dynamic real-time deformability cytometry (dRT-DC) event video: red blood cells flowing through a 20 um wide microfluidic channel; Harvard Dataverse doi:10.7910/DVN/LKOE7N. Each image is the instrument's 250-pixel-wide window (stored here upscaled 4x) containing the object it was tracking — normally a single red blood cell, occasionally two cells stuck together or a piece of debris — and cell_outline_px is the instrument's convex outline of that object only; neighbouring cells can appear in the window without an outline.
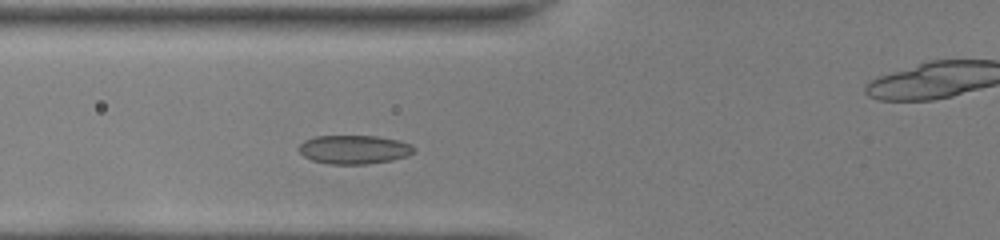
{"species": "common noctule bat (a hibernating species)", "species_latin": "Nyctalus noctula", "temperature_condition": "room temperature", "stored_images_in_passage": 36, "camera_frame_rate_fps": 3000, "um_per_image_px": 0.085, "animal": {"sex": "female", "body_mass_g": 22.0, "forearm_length_mm": 56.7}, "frame": {"image": 1, "passage_image": 5, "time_ms": 1.333, "image_size_px": [1000, 240], "cell_outline_px": [[416, 152], [408, 156], [392, 160], [368, 164], [328, 164], [312, 160], [304, 156], [296, 148], [304, 140], [316, 136], [376, 136], [396, 140], [412, 144], [416, 148]], "centroid_in_image_um": [30.11, 12.71], "position_along_channel_um": 95.7, "area_um2": 19.48}}
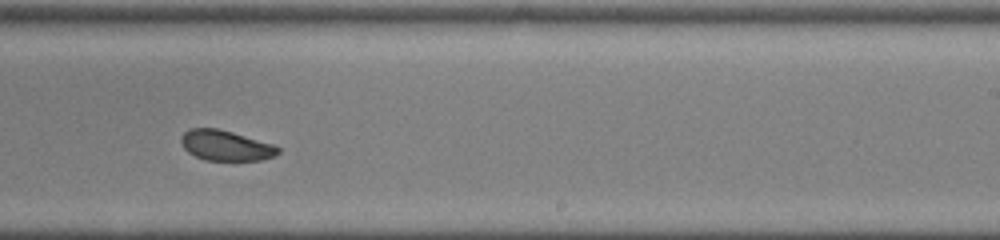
{"frame": {"image": 2, "passage_image": 18, "time_ms": 5.667, "image_size_px": [1000, 240], "cell_outline_px": [[280, 152], [276, 156], [260, 160], [204, 160], [188, 152], [184, 148], [180, 140], [180, 136], [184, 132], [192, 128], [216, 128], [232, 132], [272, 144], [280, 148]], "centroid_in_image_um": [19.18, 12.37], "position_along_channel_um": 269.8, "area_um2": 17.05}}
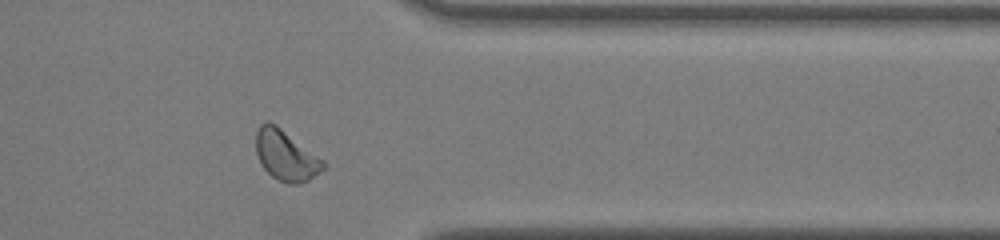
{"frame": {"image": 3, "passage_image": 27, "time_ms": 8.667, "image_size_px": [1000, 240], "cell_outline_px": [[324, 168], [320, 172], [308, 180], [300, 184], [292, 184], [280, 180], [272, 176], [260, 164], [256, 152], [256, 132], [260, 124], [276, 124], [324, 160]], "centroid_in_image_um": [24.3, 13.22], "position_along_channel_um": 387.1, "area_um2": 19.42}, "authors_computed_cell_mechanics": {"area_um2": 18.8428, "velocity_mm_per_s": 4.0192, "shape_relaxation_time_tau1_ms": 1.9463, "shape_relaxation_time_tau2_ms": null, "deformation_change_tau1": 0.0758, "deformation_change_tau2": null}}